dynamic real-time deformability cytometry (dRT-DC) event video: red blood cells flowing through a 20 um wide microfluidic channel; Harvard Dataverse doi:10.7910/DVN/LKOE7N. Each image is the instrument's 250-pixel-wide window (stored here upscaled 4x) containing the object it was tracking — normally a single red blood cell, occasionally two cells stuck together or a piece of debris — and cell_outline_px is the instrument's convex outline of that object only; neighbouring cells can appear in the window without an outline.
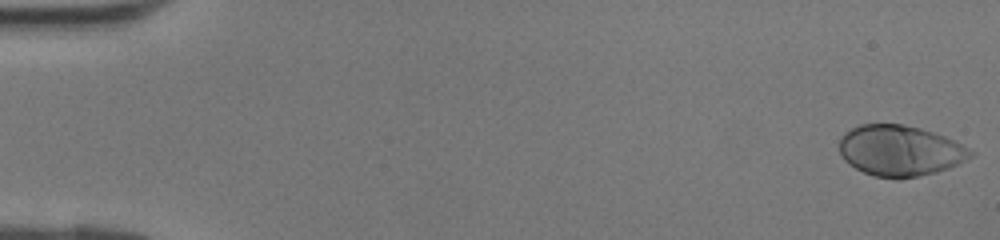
{"species": "human", "species_latin": "Homo sapiens", "temperature_condition": "room temperature", "stored_images_in_passage": 42, "camera_frame_rate_fps": 3000, "um_per_image_px": 0.085, "donor": {"sex": "female"}, "frame": {"image": 1, "passage_image": 1, "time_ms": 0.0, "image_size_px": [1000, 240], "cell_outline_px": [[976, 152], [972, 156], [948, 168], [936, 172], [896, 180], [872, 176], [848, 164], [840, 156], [840, 136], [844, 132], [860, 124], [904, 124], [920, 128], [944, 136]], "centroid_in_image_um": [76.45, 12.81], "position_along_channel_um": 8.5, "area_um2": 38.9}}
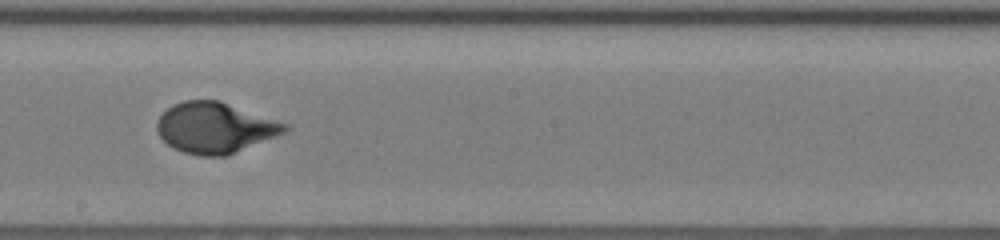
{"frame": {"image": 2, "passage_image": 24, "time_ms": 7.667, "image_size_px": [1000, 240], "cell_outline_px": [[292, 128], [284, 132], [228, 156], [196, 156], [172, 148], [160, 136], [156, 128], [156, 124], [160, 116], [172, 104], [184, 100], [220, 100], [288, 124]], "centroid_in_image_um": [18.27, 10.86], "position_along_channel_um": 229.9, "area_um2": 37.8}}
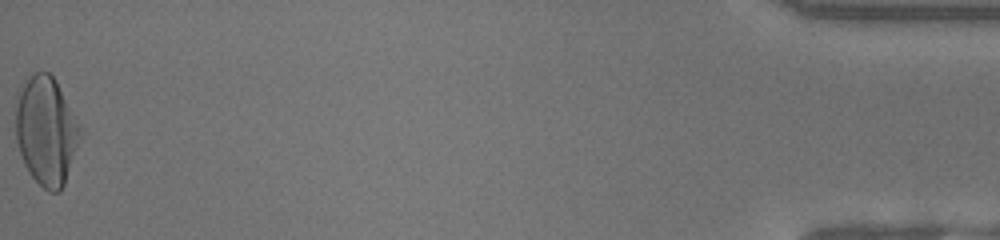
{"frame": {"image": 3, "passage_image": 42, "time_ms": 13.667, "image_size_px": [1000, 240], "cell_outline_px": [[80, 136], [64, 184], [60, 192], [48, 192], [32, 176], [24, 164], [16, 140], [16, 92], [28, 76], [32, 72], [48, 72], [56, 80], [80, 128]], "centroid_in_image_um": [3.88, 11.09], "position_along_channel_um": 431.3, "area_um2": 40.29}}